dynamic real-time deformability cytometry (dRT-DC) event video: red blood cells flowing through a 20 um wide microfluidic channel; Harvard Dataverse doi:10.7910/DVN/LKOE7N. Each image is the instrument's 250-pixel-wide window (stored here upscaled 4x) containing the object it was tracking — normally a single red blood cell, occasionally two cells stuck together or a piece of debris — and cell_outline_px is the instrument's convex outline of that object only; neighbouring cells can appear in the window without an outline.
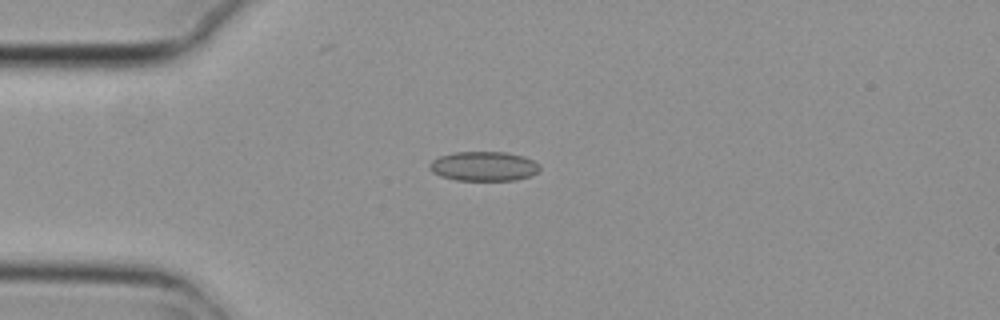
{"species": "common noctule bat (a hibernating species)", "species_latin": "Nyctalus noctula", "temperature_condition": "cold", "stored_images_in_passage": 3, "camera_frame_rate_fps": 3000, "um_per_image_px": 0.085, "animal": {"sex": "female", "body_mass_g": 29.2, "forearm_length_mm": 56.3}, "frame": {"image": 1, "passage_image": 3, "time_ms": 0.667, "image_size_px": [1000, 320], "cell_outline_px": [[540, 168], [536, 172], [528, 176], [516, 180], [456, 180], [440, 176], [432, 172], [428, 168], [428, 164], [432, 160], [440, 156], [456, 152], [504, 152], [524, 156], [540, 164]], "centroid_in_image_um": [41.09, 14.13], "position_along_channel_um": 43.9, "area_um2": 18.9}}